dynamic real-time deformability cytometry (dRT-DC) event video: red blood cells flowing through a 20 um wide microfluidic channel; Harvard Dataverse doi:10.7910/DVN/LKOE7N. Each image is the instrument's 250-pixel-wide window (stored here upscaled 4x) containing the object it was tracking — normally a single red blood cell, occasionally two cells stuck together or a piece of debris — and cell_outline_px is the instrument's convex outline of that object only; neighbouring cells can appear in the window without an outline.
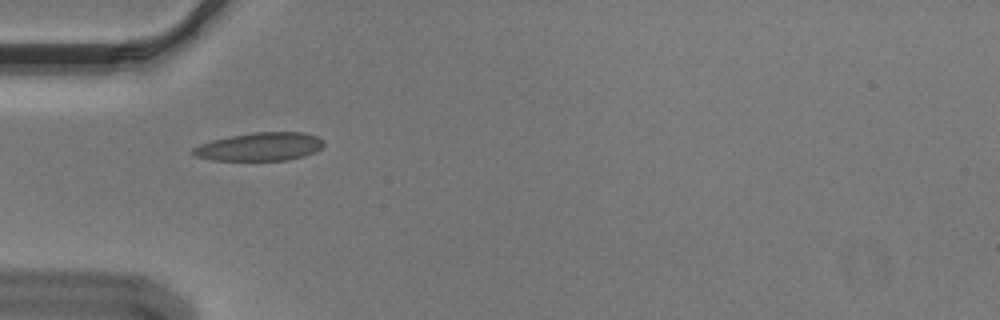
{"species": "Egyptian fruit bat (a non-hibernating species)", "species_latin": "Rousettus aegyptiacus", "temperature_condition": "cold", "stored_images_in_passage": 39, "camera_frame_rate_fps": 3000, "um_per_image_px": 0.085, "animal": {"sex": "male"}, "frame": {"image": 1, "passage_image": 1, "time_ms": 0.0, "image_size_px": [1000, 320], "cell_outline_px": [[324, 144], [316, 152], [304, 156], [288, 160], [212, 160], [196, 156], [192, 152], [192, 148], [200, 144], [212, 140], [228, 136], [252, 132], [304, 132], [316, 136], [324, 140]], "centroid_in_image_um": [22.1, 12.46], "position_along_channel_um": 62.9, "area_um2": 21.62}}
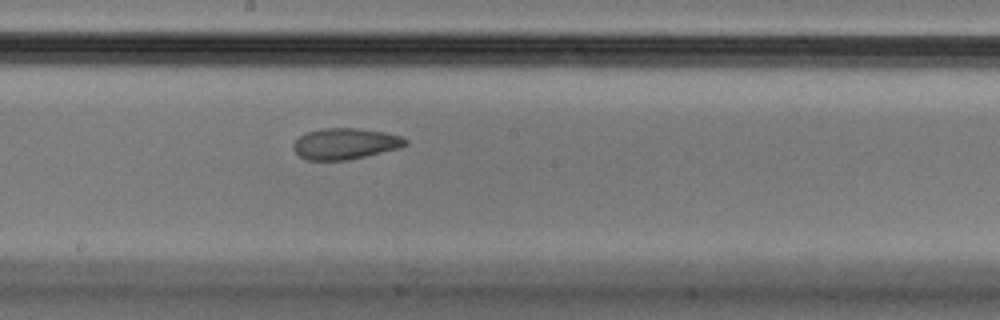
{"frame": {"image": 2, "passage_image": 14, "time_ms": 4.333, "image_size_px": [1000, 320], "cell_outline_px": [[408, 144], [400, 148], [348, 160], [308, 160], [300, 156], [292, 148], [296, 140], [304, 132], [320, 128], [356, 128], [384, 132], [404, 136], [408, 140]], "centroid_in_image_um": [29.36, 12.2], "position_along_channel_um": 218.8, "area_um2": 20.46}}
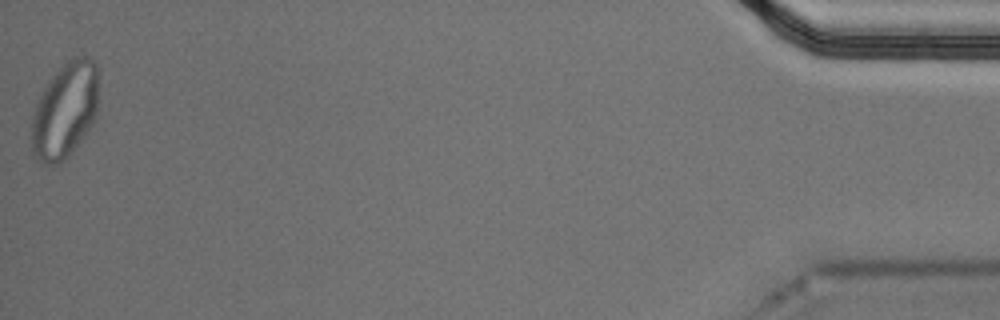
{"frame": {"image": 3, "passage_image": 39, "time_ms": 12.667, "image_size_px": [1000, 320], "cell_outline_px": [[96, 116], [92, 124], [84, 136], [72, 152], [64, 160], [56, 164], [44, 164], [36, 160], [32, 152], [32, 120], [36, 104], [44, 88], [52, 76], [68, 60], [76, 56], [88, 56], [96, 60]], "centroid_in_image_um": [5.51, 9.4], "position_along_channel_um": 429.7, "area_um2": 36.99}, "authors_computed_cell_mechanics": {"area_um2": 21.097, "velocity_mm_per_s": 3.6108, "shape_relaxation_time_tau1_ms": null, "shape_relaxation_time_tau2_ms": 2.8757, "deformation_change_tau1": null, "deformation_change_tau2": 0.0724}}